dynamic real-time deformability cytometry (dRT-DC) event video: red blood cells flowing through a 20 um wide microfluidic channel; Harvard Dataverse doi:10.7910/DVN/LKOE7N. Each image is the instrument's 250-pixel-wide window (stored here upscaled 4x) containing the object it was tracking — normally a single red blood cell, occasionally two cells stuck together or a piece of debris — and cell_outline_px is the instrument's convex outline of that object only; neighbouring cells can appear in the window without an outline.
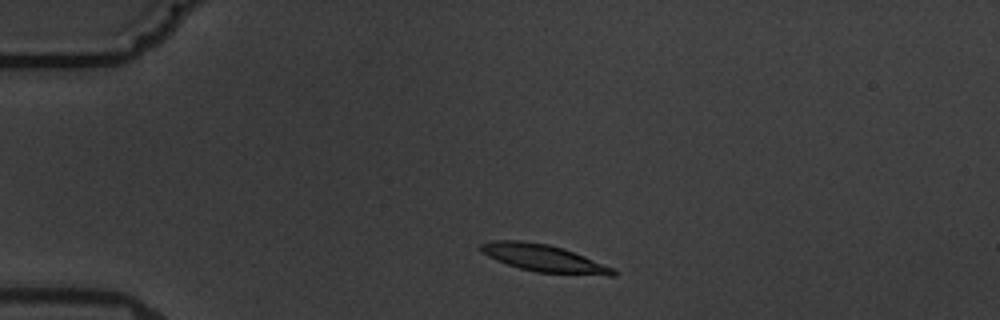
{"species": "common noctule bat (a hibernating species)", "species_latin": "Nyctalus noctula", "temperature_condition": "warm", "stored_images_in_passage": 2, "camera_frame_rate_fps": 3000, "um_per_image_px": 0.085, "animal": {"sex": "male", "body_mass_g": 19.5, "forearm_length_mm": 54.6}, "frame": {"image": 1, "passage_image": 1, "time_ms": 0.0, "image_size_px": [1000, 320], "cell_outline_px": [[620, 272], [616, 276], [608, 276], [536, 272], [520, 268], [496, 260], [480, 252], [480, 244], [492, 240], [520, 240], [548, 244], [564, 248], [616, 268]], "centroid_in_image_um": [46.29, 21.95], "position_along_channel_um": 38.7, "area_um2": 21.33}}